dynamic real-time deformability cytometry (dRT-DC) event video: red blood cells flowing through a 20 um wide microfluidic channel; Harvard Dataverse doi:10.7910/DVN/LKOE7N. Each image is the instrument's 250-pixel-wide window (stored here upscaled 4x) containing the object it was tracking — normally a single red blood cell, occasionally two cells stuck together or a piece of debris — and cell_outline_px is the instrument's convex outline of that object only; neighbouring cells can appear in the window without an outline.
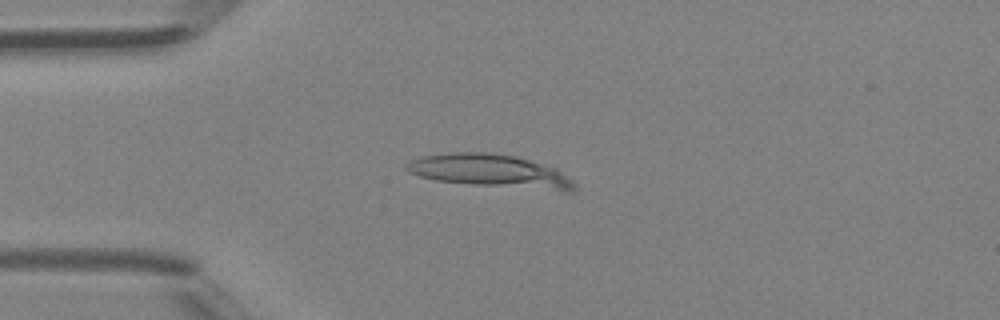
{"species": "Egyptian fruit bat (a non-hibernating species)", "species_latin": "Rousettus aegyptiacus", "temperature_condition": "room temperature", "stored_images_in_passage": 2, "camera_frame_rate_fps": 3000, "um_per_image_px": 0.085, "animal": {"sex": "female"}, "frame": {"image": 1, "passage_image": 1, "time_ms": 0.0, "image_size_px": [1000, 320], "cell_outline_px": [[576, 192], [564, 192], [476, 184], [436, 180], [420, 176], [408, 172], [404, 168], [412, 160], [424, 156], [448, 152], [488, 152], [516, 156], [556, 168], [572, 180], [576, 184]], "centroid_in_image_um": [41.75, 14.54], "position_along_channel_um": 43.3, "area_um2": 32.19}}